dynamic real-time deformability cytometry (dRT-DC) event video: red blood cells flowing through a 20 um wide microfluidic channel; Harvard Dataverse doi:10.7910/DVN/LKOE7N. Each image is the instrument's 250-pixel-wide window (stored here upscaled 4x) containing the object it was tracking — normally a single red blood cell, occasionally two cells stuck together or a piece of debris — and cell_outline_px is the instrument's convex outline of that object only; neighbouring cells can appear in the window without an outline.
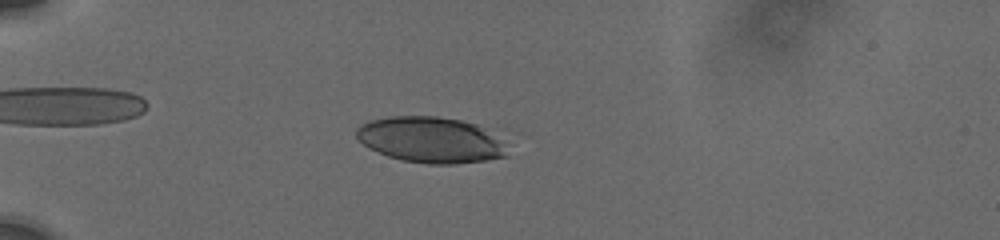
{"species": "human", "species_latin": "Homo sapiens", "temperature_condition": "cold", "stored_images_in_passage": 27, "camera_frame_rate_fps": 3000, "um_per_image_px": 0.085, "donor": {"sex": "male"}, "frame": {"image": 1, "passage_image": 16, "time_ms": 5.667, "image_size_px": [1000, 240], "cell_outline_px": [[508, 156], [484, 160], [456, 164], [428, 164], [400, 160], [388, 156], [364, 144], [356, 136], [356, 128], [360, 124], [368, 120], [388, 116], [436, 116], [460, 120], [476, 124], [484, 128]], "centroid_in_image_um": [36.48, 11.88], "position_along_channel_um": 48.5, "area_um2": 39.48}}
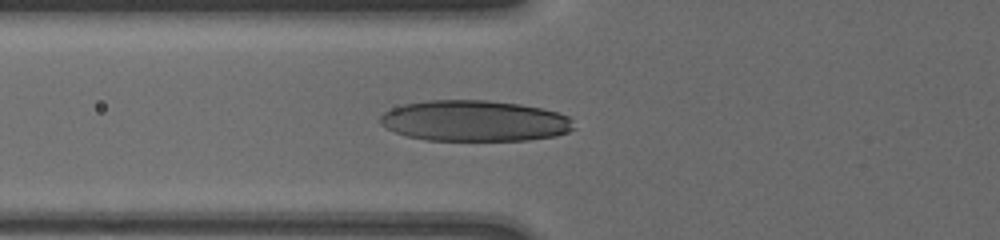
{"frame": {"image": 2, "passage_image": 23, "time_ms": 7.667, "image_size_px": [1000, 240], "cell_outline_px": [[576, 128], [568, 132], [556, 136], [528, 140], [428, 140], [408, 136], [396, 132], [380, 124], [380, 116], [384, 112], [392, 108], [404, 104], [428, 100], [488, 100], [520, 104], [540, 108], [556, 112], [568, 116], [572, 120]], "centroid_in_image_um": [40.36, 10.27], "position_along_channel_um": 85.4, "area_um2": 46.18}}